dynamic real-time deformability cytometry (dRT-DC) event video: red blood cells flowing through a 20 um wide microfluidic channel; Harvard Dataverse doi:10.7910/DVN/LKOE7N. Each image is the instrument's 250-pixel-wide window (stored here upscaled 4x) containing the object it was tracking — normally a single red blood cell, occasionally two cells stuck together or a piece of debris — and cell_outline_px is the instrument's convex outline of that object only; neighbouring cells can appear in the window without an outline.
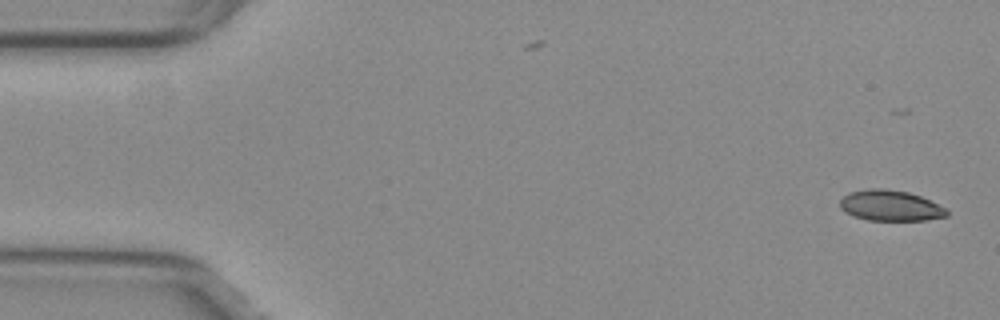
{"species": "common noctule bat (a hibernating species)", "species_latin": "Nyctalus noctula", "temperature_condition": "warm", "stored_images_in_passage": 47, "camera_frame_rate_fps": 3000, "um_per_image_px": 0.085, "animal": {"sex": "female", "body_mass_g": 29.2, "forearm_length_mm": 56.3}, "frame": {"image": 1, "passage_image": 1, "time_ms": 0.0, "image_size_px": [1000, 320], "cell_outline_px": [[948, 216], [924, 220], [868, 220], [852, 216], [844, 212], [840, 208], [840, 200], [848, 192], [868, 188], [884, 188], [908, 192], [920, 196], [948, 208]], "centroid_in_image_um": [75.67, 17.47], "position_along_channel_um": 9.3, "area_um2": 19.31}}
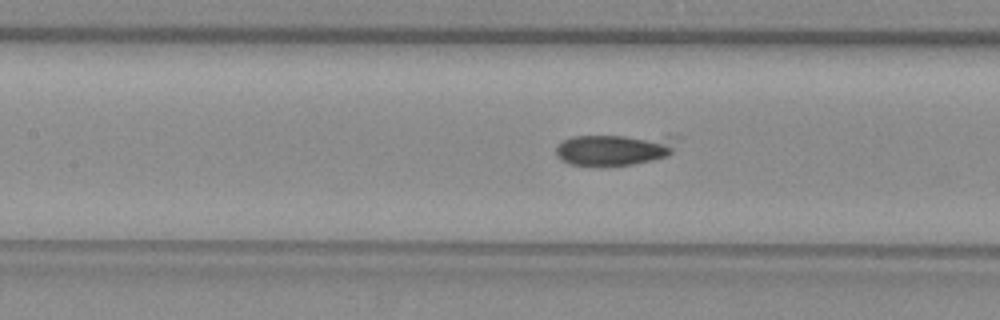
{"frame": {"image": 2, "passage_image": 23, "time_ms": 7.333, "image_size_px": [1000, 320], "cell_outline_px": [[680, 136], [672, 152], [668, 156], [652, 160], [632, 164], [596, 168], [568, 164], [560, 160], [556, 156], [556, 144], [572, 136]], "centroid_in_image_um": [52.18, 12.74], "position_along_channel_um": 155.2, "area_um2": 22.83}}
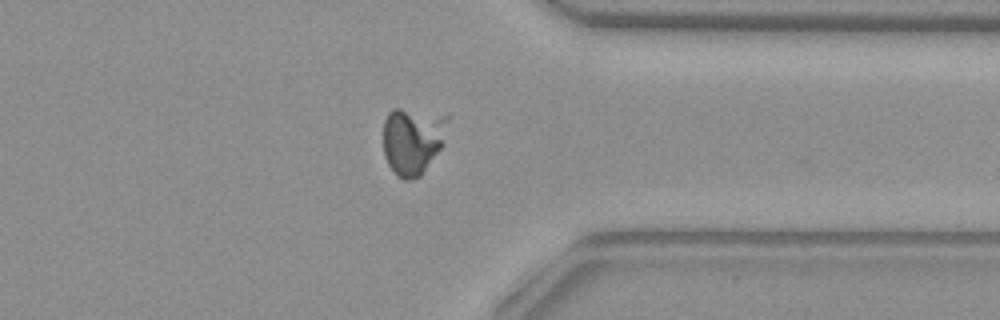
{"frame": {"image": 3, "passage_image": 41, "time_ms": 13.333, "image_size_px": [1000, 320], "cell_outline_px": [[444, 144], [420, 176], [412, 180], [404, 180], [396, 176], [388, 164], [384, 156], [384, 120], [388, 112], [392, 108], [400, 108], [440, 140]], "centroid_in_image_um": [34.69, 12.33], "position_along_channel_um": 376.7, "area_um2": 20.46}}